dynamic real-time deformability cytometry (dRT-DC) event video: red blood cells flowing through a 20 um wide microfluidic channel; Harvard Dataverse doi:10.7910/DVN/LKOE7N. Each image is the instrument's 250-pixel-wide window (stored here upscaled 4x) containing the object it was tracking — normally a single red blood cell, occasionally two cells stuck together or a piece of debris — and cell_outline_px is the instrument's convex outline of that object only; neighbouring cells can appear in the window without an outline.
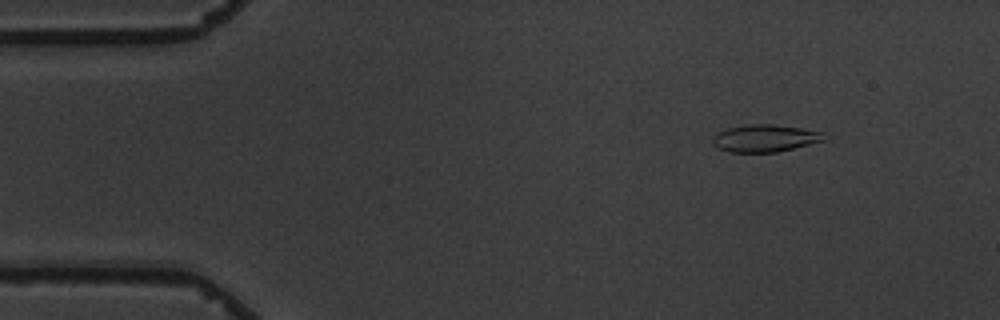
{"species": "common noctule bat (a hibernating species)", "species_latin": "Nyctalus noctula", "temperature_condition": "warm", "stored_images_in_passage": 7, "camera_frame_rate_fps": 3000, "um_per_image_px": 0.085, "animal": {"sex": "male", "body_mass_g": 19.5, "forearm_length_mm": 54.6}, "frame": {"image": 1, "passage_image": 2, "time_ms": 1.333, "image_size_px": [1000, 320], "cell_outline_px": [[828, 140], [776, 152], [728, 152], [712, 144], [712, 136], [728, 128], [752, 124], [772, 124], [800, 128], [824, 132]], "centroid_in_image_um": [65.06, 11.75], "position_along_channel_um": 19.9, "area_um2": 17.69}}
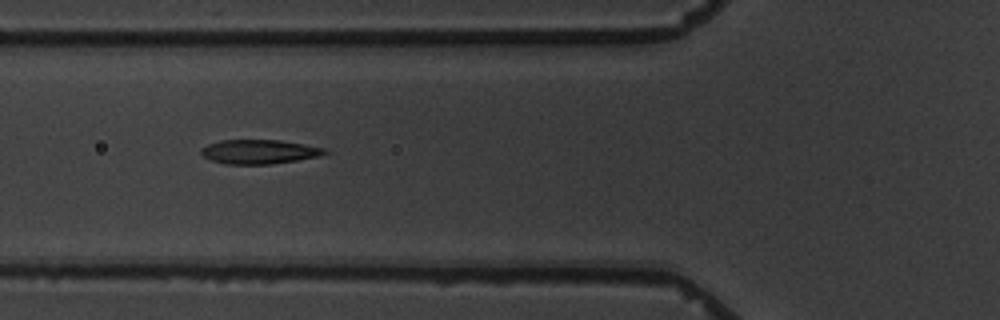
{"frame": {"image": 2, "passage_image": 6, "time_ms": 6.0, "image_size_px": [1000, 320], "cell_outline_px": [[332, 152], [320, 156], [272, 164], [224, 164], [212, 160], [204, 156], [200, 152], [200, 148], [208, 144], [220, 140], [280, 140], [304, 144], [324, 148]], "centroid_in_image_um": [22.05, 12.89], "position_along_channel_um": 103.8, "area_um2": 17.51}}
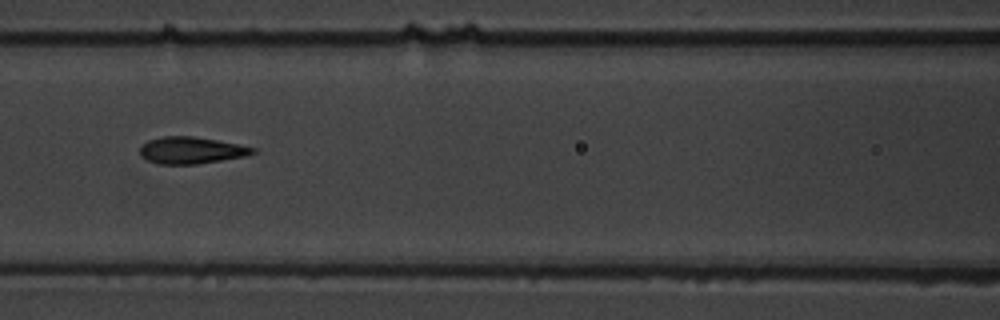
{"frame": {"image": 3, "passage_image": 7, "time_ms": 7.333, "image_size_px": [1000, 320], "cell_outline_px": [[256, 152], [244, 156], [196, 164], [156, 164], [140, 156], [140, 148], [148, 140], [164, 136], [192, 136], [240, 144], [256, 148]], "centroid_in_image_um": [16.24, 12.77], "position_along_channel_um": 150.4, "area_um2": 17.51}}